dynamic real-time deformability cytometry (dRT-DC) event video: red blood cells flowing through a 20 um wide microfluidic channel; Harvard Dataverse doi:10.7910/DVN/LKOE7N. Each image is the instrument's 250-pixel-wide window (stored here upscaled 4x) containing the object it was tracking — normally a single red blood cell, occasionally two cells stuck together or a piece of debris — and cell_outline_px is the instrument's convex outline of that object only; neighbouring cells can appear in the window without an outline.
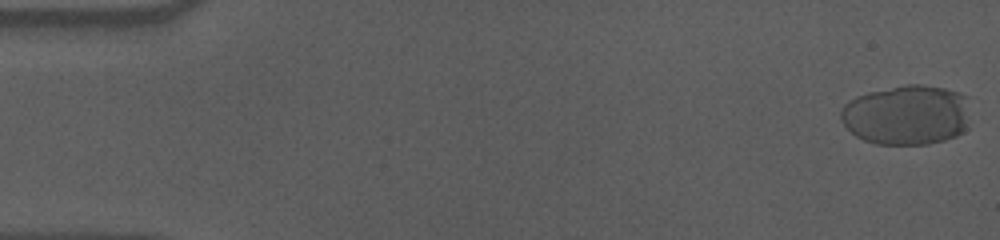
{"species": "human", "species_latin": "Homo sapiens", "temperature_condition": "cold", "stored_images_in_passage": 57, "camera_frame_rate_fps": 3000, "um_per_image_px": 0.085, "donor": {"sex": "male"}, "frame": {"image": 1, "passage_image": 1, "time_ms": 0.0, "image_size_px": [1000, 240], "cell_outline_px": [[968, 96], [964, 132], [956, 136], [944, 140], [928, 144], [876, 144], [864, 140], [856, 136], [844, 124], [840, 116], [840, 108], [848, 100], [856, 96], [868, 92], [908, 84], [920, 84], [944, 88], [960, 92]], "centroid_in_image_um": [77.04, 9.76], "position_along_channel_um": 8.0, "area_um2": 45.26}}
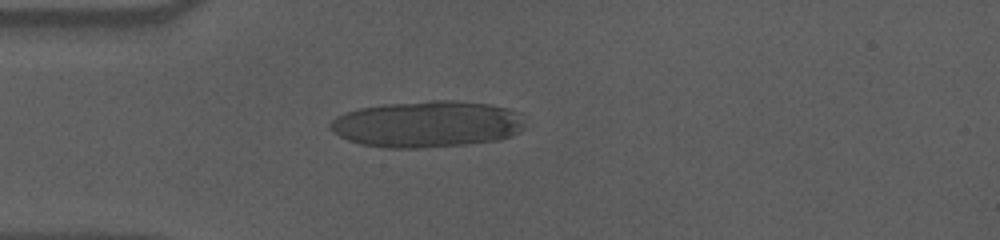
{"frame": {"image": 2, "passage_image": 16, "time_ms": 5.0, "image_size_px": [1000, 240], "cell_outline_px": [[524, 128], [512, 136], [500, 140], [468, 144], [420, 148], [384, 148], [360, 144], [348, 140], [332, 132], [328, 124], [336, 116], [360, 108], [384, 104], [432, 100], [456, 100], [488, 104], [508, 108], [520, 112], [524, 124]], "centroid_in_image_um": [36.32, 10.55], "position_along_channel_um": 48.7, "area_um2": 53.12}}
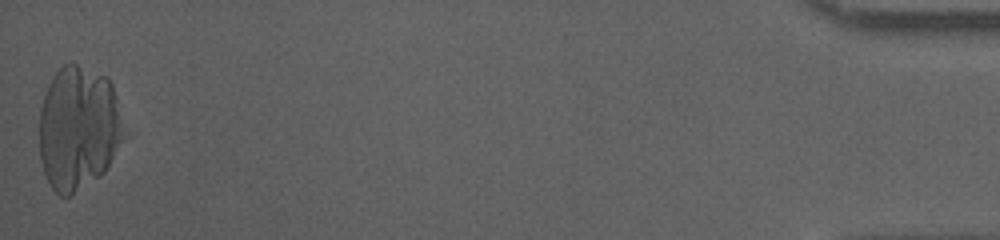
{"frame": {"image": 3, "passage_image": 57, "time_ms": 18.667, "image_size_px": [1000, 240], "cell_outline_px": [[120, 140], [104, 172], [100, 176], [72, 196], [60, 196], [52, 188], [44, 172], [40, 160], [40, 108], [48, 84], [52, 76], [68, 60], [72, 60], [108, 76], [112, 84], [116, 100], [120, 136]], "centroid_in_image_um": [6.59, 10.85], "position_along_channel_um": 428.6, "area_um2": 60.46}}